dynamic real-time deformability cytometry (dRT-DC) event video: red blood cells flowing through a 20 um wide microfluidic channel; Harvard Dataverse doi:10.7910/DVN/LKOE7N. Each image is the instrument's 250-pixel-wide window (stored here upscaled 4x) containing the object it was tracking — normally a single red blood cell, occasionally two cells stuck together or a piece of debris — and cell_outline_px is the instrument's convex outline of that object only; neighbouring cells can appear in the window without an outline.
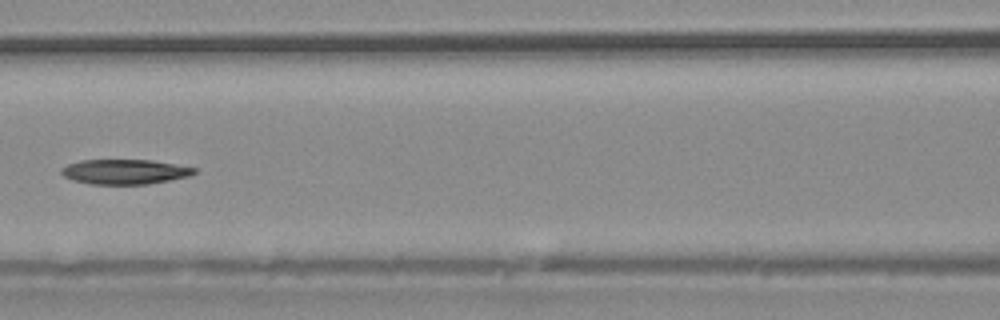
{"species": "common noctule bat (a hibernating species)", "species_latin": "Nyctalus noctula", "temperature_condition": "warm", "stored_images_in_passage": 30, "camera_frame_rate_fps": 3000, "um_per_image_px": 0.085, "animal": {"sex": "male", "body_mass_g": 20.4}, "frame": {"image": 1, "passage_image": 13, "time_ms": 4.0, "image_size_px": [1000, 320], "cell_outline_px": [[196, 172], [192, 176], [148, 184], [92, 184], [72, 180], [64, 176], [60, 172], [60, 168], [68, 164], [80, 160], [152, 160], [196, 168]], "centroid_in_image_um": [10.6, 14.6], "position_along_channel_um": 156.0, "area_um2": 19.31}}